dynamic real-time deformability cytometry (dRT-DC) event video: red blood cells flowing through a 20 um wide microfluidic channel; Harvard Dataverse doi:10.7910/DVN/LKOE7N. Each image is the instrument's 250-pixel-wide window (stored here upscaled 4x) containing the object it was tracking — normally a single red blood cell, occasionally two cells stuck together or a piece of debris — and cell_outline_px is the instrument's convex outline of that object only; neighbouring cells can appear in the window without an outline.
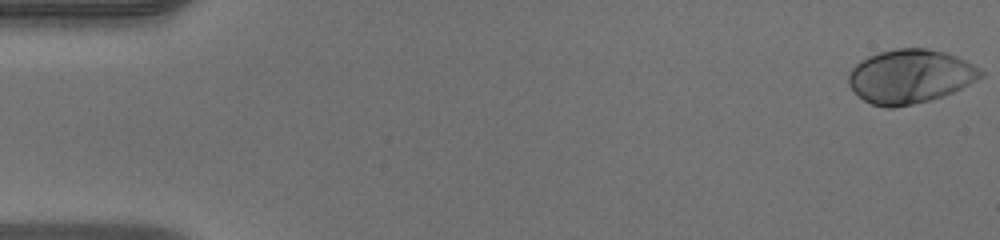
{"species": "human", "species_latin": "Homo sapiens", "temperature_condition": "warm", "stored_images_in_passage": 50, "camera_frame_rate_fps": 3000, "um_per_image_px": 0.085, "donor": {"sex": "male"}, "frame": {"image": 1, "passage_image": 1, "time_ms": 0.0, "image_size_px": [1000, 240], "cell_outline_px": [[984, 76], [952, 92], [928, 100], [912, 104], [892, 108], [884, 108], [872, 104], [864, 100], [848, 84], [848, 72], [860, 60], [868, 56], [880, 52], [896, 48], [928, 48], [944, 52], [956, 56], [980, 68], [984, 72]], "centroid_in_image_um": [77.34, 6.48], "position_along_channel_um": 7.7, "area_um2": 41.27}}
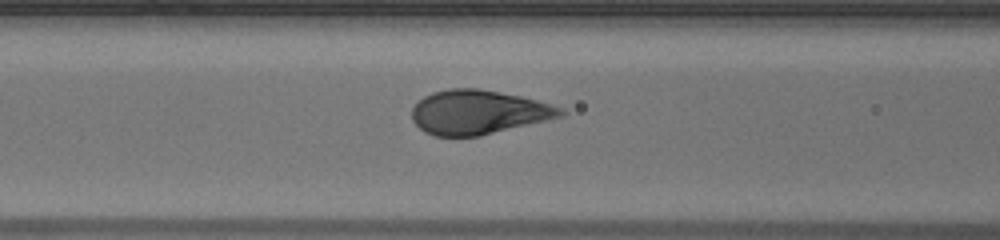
{"frame": {"image": 2, "passage_image": 21, "time_ms": 6.667, "image_size_px": [1000, 240], "cell_outline_px": [[568, 112], [564, 116], [480, 136], [436, 136], [424, 132], [412, 120], [412, 108], [424, 96], [432, 92], [448, 88], [480, 88], [520, 96], [536, 100], [564, 108]], "centroid_in_image_um": [40.67, 9.53], "position_along_channel_um": 125.9, "area_um2": 38.38}}
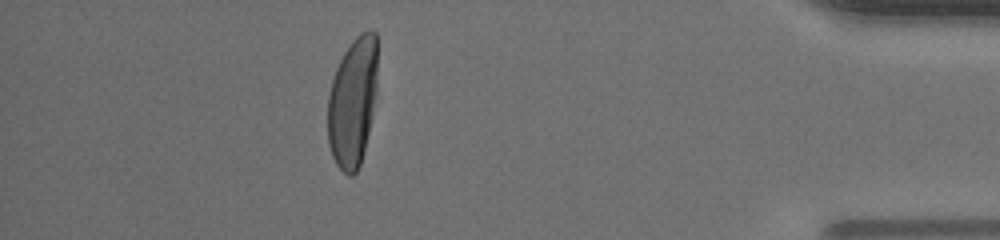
{"frame": {"image": 3, "passage_image": 45, "time_ms": 14.667, "image_size_px": [1000, 240], "cell_outline_px": [[376, 96], [372, 116], [364, 152], [360, 164], [356, 172], [352, 176], [348, 176], [336, 164], [332, 156], [328, 144], [328, 96], [332, 80], [336, 68], [344, 52], [352, 40], [360, 32], [376, 32]], "centroid_in_image_um": [29.97, 8.7], "position_along_channel_um": 405.2, "area_um2": 37.45}, "authors_computed_cell_mechanics": {"area_um2": 39.3329, "velocity_mm_per_s": 4.0669, "shape_relaxation_time_tau1_ms": 3.2493, "shape_relaxation_time_tau2_ms": null, "deformation_change_tau1": 0.1929, "deformation_change_tau2": null}}